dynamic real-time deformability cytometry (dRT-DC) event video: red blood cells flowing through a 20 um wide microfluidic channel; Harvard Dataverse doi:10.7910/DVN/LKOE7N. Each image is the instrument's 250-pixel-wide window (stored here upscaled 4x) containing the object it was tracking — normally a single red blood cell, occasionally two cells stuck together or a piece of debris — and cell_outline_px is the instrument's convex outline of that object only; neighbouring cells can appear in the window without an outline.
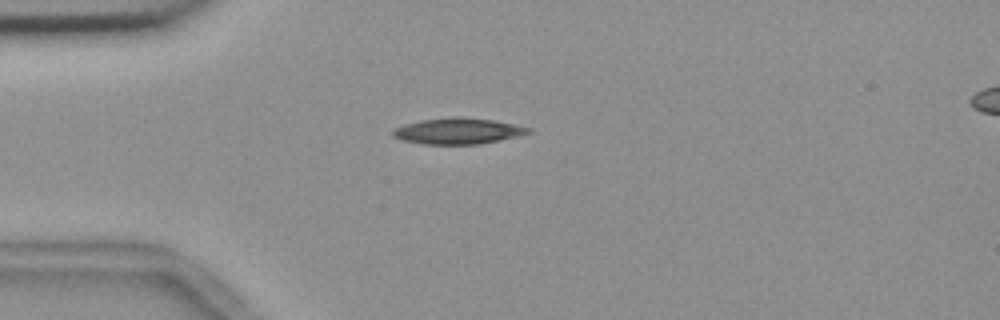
{"species": "common noctule bat (a hibernating species)", "species_latin": "Nyctalus noctula", "temperature_condition": "room temperature", "stored_images_in_passage": 42, "camera_frame_rate_fps": 3000, "um_per_image_px": 0.085, "animal": {"sex": "female", "body_mass_g": 18.4}, "frame": {"image": 1, "passage_image": 1, "time_ms": 0.0, "image_size_px": [1000, 320], "cell_outline_px": [[532, 132], [516, 136], [480, 144], [424, 144], [404, 140], [392, 136], [392, 128], [404, 124], [420, 120], [452, 116], [460, 116], [492, 120], [532, 128]], "centroid_in_image_um": [38.88, 11.12], "position_along_channel_um": 46.1, "area_um2": 20.52}}
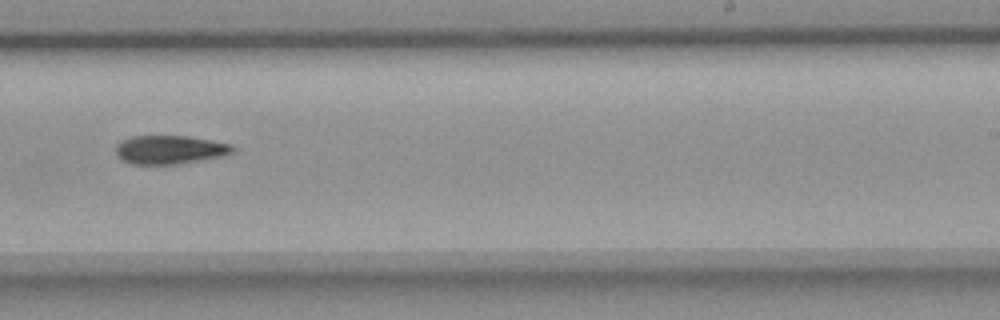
{"frame": {"image": 2, "passage_image": 21, "time_ms": 6.667, "image_size_px": [1000, 320], "cell_outline_px": [[236, 148], [232, 152], [220, 156], [180, 164], [132, 164], [124, 160], [116, 152], [116, 144], [120, 140], [132, 136], [188, 136], [212, 140], [232, 144]], "centroid_in_image_um": [14.44, 12.71], "position_along_channel_um": 274.6, "area_um2": 19.42}}
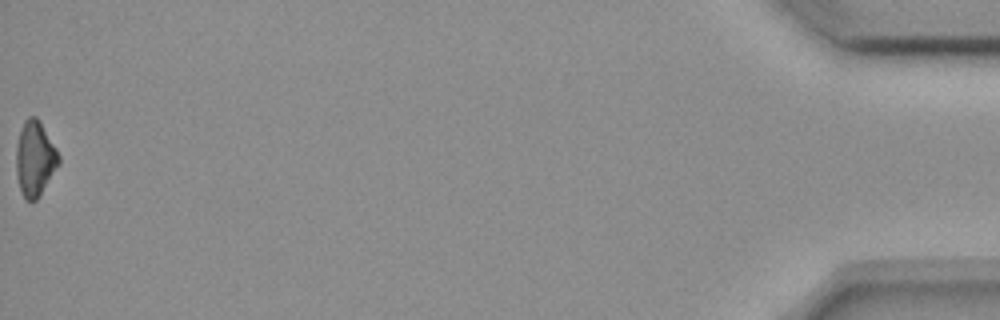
{"frame": {"image": 3, "passage_image": 42, "time_ms": 13.667, "image_size_px": [1000, 320], "cell_outline_px": [[60, 164], [36, 200], [24, 200], [16, 176], [16, 144], [24, 120], [28, 116], [36, 116], [40, 120], [56, 148], [60, 156]], "centroid_in_image_um": [2.97, 13.46], "position_along_channel_um": 432.2, "area_um2": 18.73}, "authors_computed_cell_mechanics": {"area_um2": 19.7965, "velocity_mm_per_s": 3.6865, "shape_relaxation_time_tau1_ms": 5.1447, "shape_relaxation_time_tau2_ms": null, "deformation_change_tau1": 0.1417, "deformation_change_tau2": null}}